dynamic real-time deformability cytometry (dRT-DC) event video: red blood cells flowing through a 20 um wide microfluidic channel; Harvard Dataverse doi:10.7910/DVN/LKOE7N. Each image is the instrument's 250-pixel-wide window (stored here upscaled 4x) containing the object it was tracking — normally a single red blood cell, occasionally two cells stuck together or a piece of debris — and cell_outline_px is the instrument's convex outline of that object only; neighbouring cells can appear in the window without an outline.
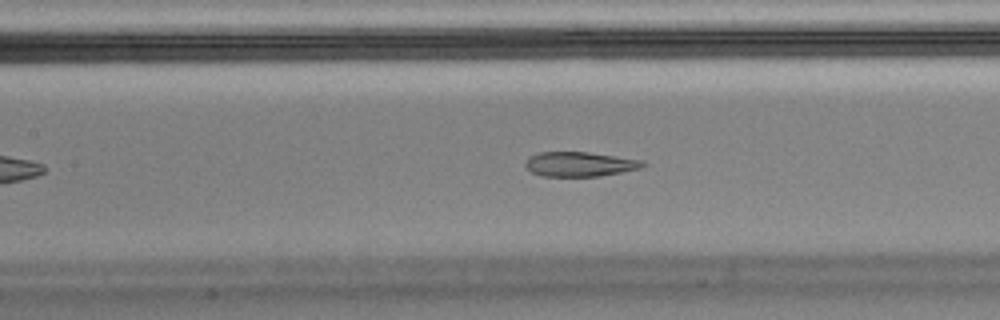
{"species": "Egyptian fruit bat (a non-hibernating species)", "species_latin": "Rousettus aegyptiacus", "temperature_condition": "cold", "stored_images_in_passage": 45, "camera_frame_rate_fps": 3000, "um_per_image_px": 0.085, "animal": {"sex": "male"}, "frame": {"image": 1, "passage_image": 14, "time_ms": 4.333, "image_size_px": [1000, 320], "cell_outline_px": [[648, 164], [640, 168], [600, 176], [540, 176], [532, 172], [524, 164], [524, 160], [528, 156], [540, 152], [588, 152], [644, 160]], "centroid_in_image_um": [49.26, 13.94], "position_along_channel_um": 158.1, "area_um2": 16.94}}